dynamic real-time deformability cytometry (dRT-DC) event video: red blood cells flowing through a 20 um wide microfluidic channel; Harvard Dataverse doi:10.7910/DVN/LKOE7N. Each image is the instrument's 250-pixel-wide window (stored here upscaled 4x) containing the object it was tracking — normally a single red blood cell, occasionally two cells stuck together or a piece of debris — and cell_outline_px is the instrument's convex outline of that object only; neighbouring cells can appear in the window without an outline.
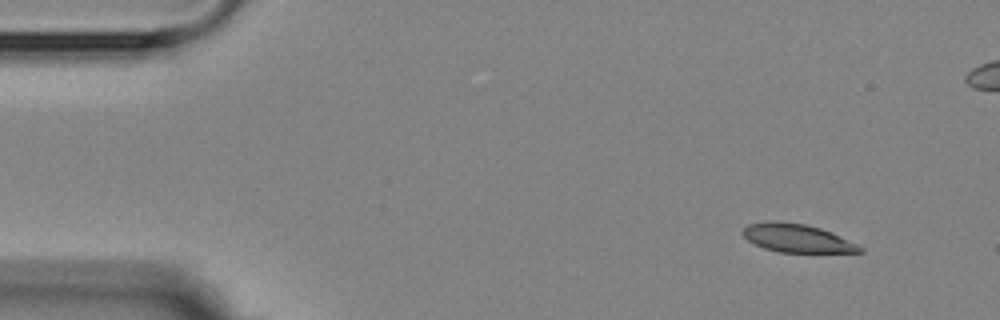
{"species": "Egyptian fruit bat (a non-hibernating species)", "species_latin": "Rousettus aegyptiacus", "temperature_condition": "room temperature", "stored_images_in_passage": 5, "camera_frame_rate_fps": 3000, "um_per_image_px": 0.085, "animal": {"sex": "female"}, "frame": {"image": 1, "passage_image": 1, "time_ms": 0.0, "image_size_px": [1000, 320], "cell_outline_px": [[864, 252], [780, 252], [764, 248], [748, 240], [744, 236], [744, 228], [748, 224], [768, 220], [780, 220], [804, 224], [820, 228], [832, 232], [864, 248]], "centroid_in_image_um": [67.74, 20.23], "position_along_channel_um": 17.3, "area_um2": 19.19}}